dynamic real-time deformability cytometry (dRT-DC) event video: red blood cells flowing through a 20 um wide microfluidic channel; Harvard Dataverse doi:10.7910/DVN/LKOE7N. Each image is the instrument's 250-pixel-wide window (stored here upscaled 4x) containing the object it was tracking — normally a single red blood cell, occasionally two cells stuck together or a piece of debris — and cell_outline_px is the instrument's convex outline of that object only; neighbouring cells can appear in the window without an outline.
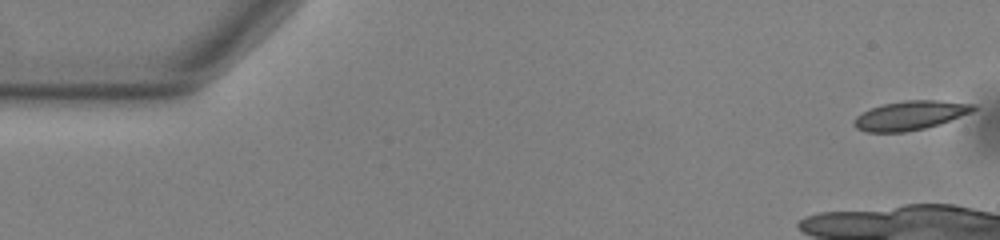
{"species": "common noctule bat (a hibernating species)", "species_latin": "Nyctalus noctula", "temperature_condition": "warm", "stored_images_in_passage": 13, "camera_frame_rate_fps": 3000, "um_per_image_px": 0.085, "animal": {"sex": "male", "body_mass_g": 13.0, "forearm_length_mm": 53.1}, "frame": {"image": 1, "passage_image": 1, "time_ms": 0.0, "image_size_px": [1000, 240], "cell_outline_px": [[976, 108], [972, 112], [940, 124], [924, 128], [904, 132], [868, 132], [856, 128], [852, 124], [852, 120], [856, 116], [872, 108], [884, 104], [904, 100], [940, 100], [976, 104]], "centroid_in_image_um": [77.38, 9.8], "position_along_channel_um": 7.6, "area_um2": 20.23}}